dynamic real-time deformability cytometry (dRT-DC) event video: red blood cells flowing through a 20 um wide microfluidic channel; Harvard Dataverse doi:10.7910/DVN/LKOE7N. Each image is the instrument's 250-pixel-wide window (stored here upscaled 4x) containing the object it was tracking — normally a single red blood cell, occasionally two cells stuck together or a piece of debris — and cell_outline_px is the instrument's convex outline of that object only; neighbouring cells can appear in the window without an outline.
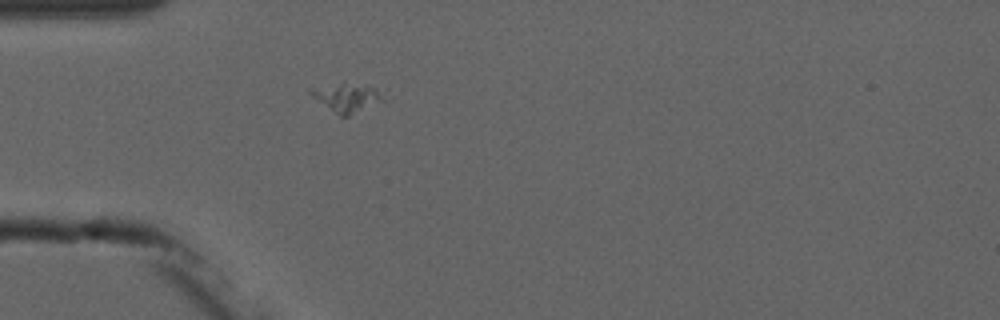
{"species": "common noctule bat (a hibernating species)", "species_latin": "Nyctalus noctula", "temperature_condition": "cold", "stored_images_in_passage": 2, "camera_frame_rate_fps": 3000, "um_per_image_px": 0.085, "animal": {"sex": "male", "forearm_length_mm": 52.5}, "frame": {"image": 1, "passage_image": 2, "time_ms": 1.333, "image_size_px": [1000, 320], "cell_outline_px": [[388, 100], [348, 116], [340, 116], [312, 96], [308, 92], [312, 88], [344, 80], [368, 84], [388, 88]], "centroid_in_image_um": [29.71, 8.2], "position_along_channel_um": 55.3, "area_um2": 13.41}}